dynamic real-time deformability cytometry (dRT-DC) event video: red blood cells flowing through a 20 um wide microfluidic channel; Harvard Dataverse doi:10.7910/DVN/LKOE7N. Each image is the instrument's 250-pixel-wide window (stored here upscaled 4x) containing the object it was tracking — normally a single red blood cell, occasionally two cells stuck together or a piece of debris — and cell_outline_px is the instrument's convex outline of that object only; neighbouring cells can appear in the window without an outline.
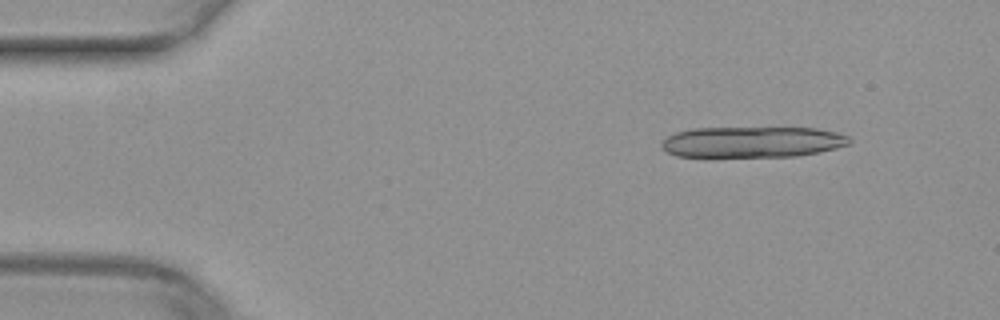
{"species": "common noctule bat (a hibernating species)", "species_latin": "Nyctalus noctula", "temperature_condition": "warm", "stored_images_in_passage": 12, "camera_frame_rate_fps": 3000, "um_per_image_px": 0.085, "animal": {"sex": "female", "body_mass_g": 29.2, "forearm_length_mm": 56.3}, "frame": {"image": 1, "passage_image": 1, "time_ms": 0.0, "image_size_px": [1000, 320], "cell_outline_px": [[852, 140], [848, 144], [836, 148], [796, 156], [676, 156], [660, 148], [660, 144], [668, 136], [676, 132], [692, 128], [816, 128], [836, 132], [848, 136]], "centroid_in_image_um": [63.93, 12.06], "position_along_channel_um": 21.1, "area_um2": 33.58}}